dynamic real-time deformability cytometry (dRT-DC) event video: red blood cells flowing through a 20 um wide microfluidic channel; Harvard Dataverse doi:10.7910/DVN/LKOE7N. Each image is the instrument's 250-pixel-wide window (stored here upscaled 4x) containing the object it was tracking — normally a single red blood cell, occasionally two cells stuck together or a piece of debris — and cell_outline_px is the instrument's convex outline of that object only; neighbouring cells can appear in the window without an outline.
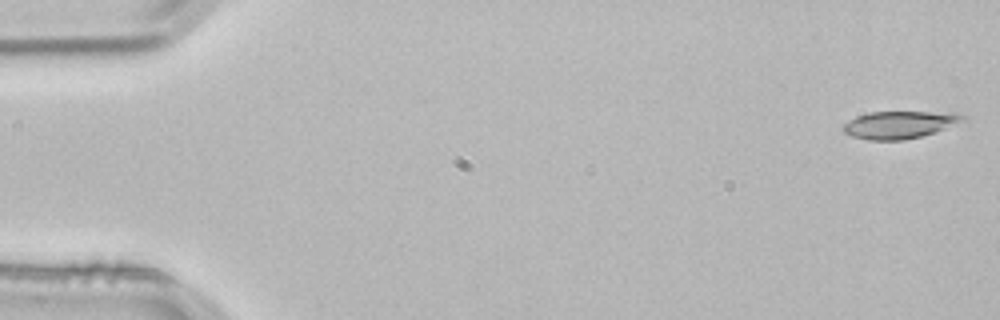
{"species": "common noctule bat (a hibernating species)", "species_latin": "Nyctalus noctula", "temperature_condition": "room temperature", "stored_images_in_passage": 4, "camera_frame_rate_fps": 3000, "um_per_image_px": 0.085, "animal": {"sex": "male", "body_mass_g": 21.5, "forearm_length_mm": 52.0}, "frame": {"image": 1, "passage_image": 1, "time_ms": 0.0, "image_size_px": [1000, 320], "cell_outline_px": [[968, 120], [920, 136], [904, 140], [868, 140], [852, 136], [844, 132], [840, 128], [844, 124], [856, 116], [868, 112], [960, 112]], "centroid_in_image_um": [76.46, 10.59], "position_along_channel_um": 8.5, "area_um2": 19.13}}
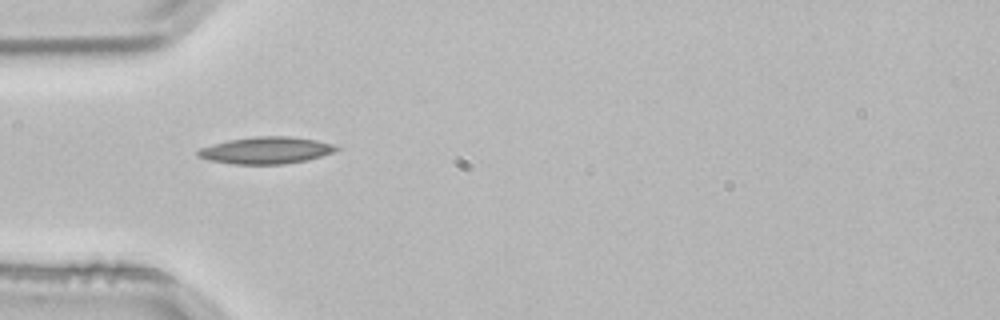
{"frame": {"image": 2, "passage_image": 4, "time_ms": 1.0, "image_size_px": [1000, 320], "cell_outline_px": [[340, 148], [332, 152], [308, 160], [284, 164], [236, 164], [212, 160], [196, 156], [196, 152], [200, 148], [212, 144], [228, 140], [256, 136], [288, 136], [316, 140], [332, 144]], "centroid_in_image_um": [22.6, 12.77], "position_along_channel_um": 62.4, "area_um2": 21.5}}